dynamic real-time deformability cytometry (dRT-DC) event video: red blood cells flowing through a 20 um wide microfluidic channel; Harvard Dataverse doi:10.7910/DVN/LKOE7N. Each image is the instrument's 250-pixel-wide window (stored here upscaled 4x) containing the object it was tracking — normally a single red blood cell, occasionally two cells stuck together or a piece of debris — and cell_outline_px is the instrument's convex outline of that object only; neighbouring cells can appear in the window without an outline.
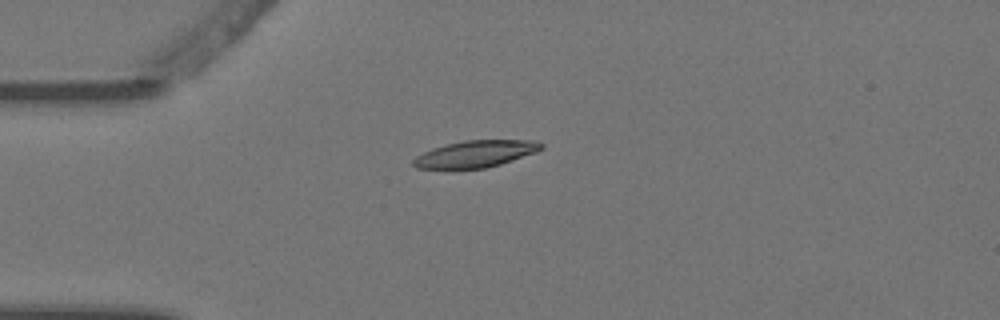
{"species": "Egyptian fruit bat (a non-hibernating species)", "species_latin": "Rousettus aegyptiacus", "temperature_condition": "warm", "stored_images_in_passage": 3, "camera_frame_rate_fps": 3000, "um_per_image_px": 0.085, "animal": {"sex": "female"}, "frame": {"image": 1, "passage_image": 1, "time_ms": 0.0, "image_size_px": [1000, 320], "cell_outline_px": [[544, 148], [536, 152], [500, 164], [484, 168], [416, 168], [412, 164], [412, 160], [416, 156], [432, 148], [444, 144], [464, 140], [532, 140], [544, 144]], "centroid_in_image_um": [40.41, 13.07], "position_along_channel_um": 44.6, "area_um2": 19.88}}
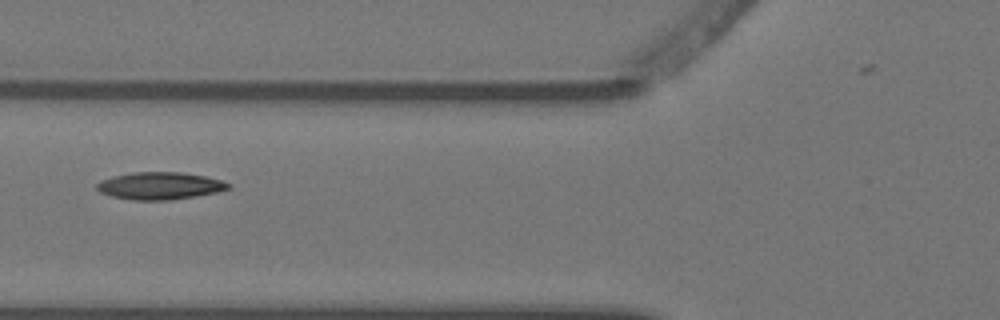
{"frame": {"image": 2, "passage_image": 3, "time_ms": 0.667, "image_size_px": [1000, 320], "cell_outline_px": [[232, 184], [228, 188], [216, 192], [196, 196], [172, 200], [132, 200], [112, 196], [100, 192], [96, 188], [96, 184], [100, 180], [112, 176], [132, 172], [184, 172], [204, 176], [220, 180]], "centroid_in_image_um": [13.55, 15.79], "position_along_channel_um": 112.2, "area_um2": 20.98}}